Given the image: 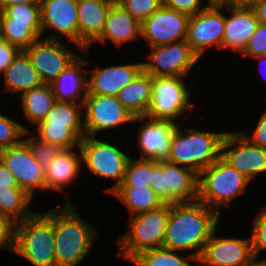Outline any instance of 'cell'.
Listing matches in <instances>:
<instances>
[{
  "mask_svg": "<svg viewBox=\"0 0 266 266\" xmlns=\"http://www.w3.org/2000/svg\"><path fill=\"white\" fill-rule=\"evenodd\" d=\"M219 213L199 200L170 205L162 247L174 251L195 250L198 260L205 243L217 229Z\"/></svg>",
  "mask_w": 266,
  "mask_h": 266,
  "instance_id": "obj_1",
  "label": "cell"
},
{
  "mask_svg": "<svg viewBox=\"0 0 266 266\" xmlns=\"http://www.w3.org/2000/svg\"><path fill=\"white\" fill-rule=\"evenodd\" d=\"M65 206L53 208V233L56 266H79L89 254L99 236L95 226L80 217L70 197H64Z\"/></svg>",
  "mask_w": 266,
  "mask_h": 266,
  "instance_id": "obj_2",
  "label": "cell"
},
{
  "mask_svg": "<svg viewBox=\"0 0 266 266\" xmlns=\"http://www.w3.org/2000/svg\"><path fill=\"white\" fill-rule=\"evenodd\" d=\"M11 251L33 266H56L53 209L14 223Z\"/></svg>",
  "mask_w": 266,
  "mask_h": 266,
  "instance_id": "obj_3",
  "label": "cell"
},
{
  "mask_svg": "<svg viewBox=\"0 0 266 266\" xmlns=\"http://www.w3.org/2000/svg\"><path fill=\"white\" fill-rule=\"evenodd\" d=\"M226 132H204L177 126L171 140L167 161L191 169L197 175L220 158L221 142Z\"/></svg>",
  "mask_w": 266,
  "mask_h": 266,
  "instance_id": "obj_4",
  "label": "cell"
},
{
  "mask_svg": "<svg viewBox=\"0 0 266 266\" xmlns=\"http://www.w3.org/2000/svg\"><path fill=\"white\" fill-rule=\"evenodd\" d=\"M170 214V204L131 216L128 231L118 240L119 255L130 262L139 253L162 247Z\"/></svg>",
  "mask_w": 266,
  "mask_h": 266,
  "instance_id": "obj_5",
  "label": "cell"
},
{
  "mask_svg": "<svg viewBox=\"0 0 266 266\" xmlns=\"http://www.w3.org/2000/svg\"><path fill=\"white\" fill-rule=\"evenodd\" d=\"M249 182L220 157L198 175V200L220 214V206L228 207L237 195L246 191Z\"/></svg>",
  "mask_w": 266,
  "mask_h": 266,
  "instance_id": "obj_6",
  "label": "cell"
},
{
  "mask_svg": "<svg viewBox=\"0 0 266 266\" xmlns=\"http://www.w3.org/2000/svg\"><path fill=\"white\" fill-rule=\"evenodd\" d=\"M81 109L80 103L56 101L43 121L36 125L38 136L61 149H78L85 136Z\"/></svg>",
  "mask_w": 266,
  "mask_h": 266,
  "instance_id": "obj_7",
  "label": "cell"
},
{
  "mask_svg": "<svg viewBox=\"0 0 266 266\" xmlns=\"http://www.w3.org/2000/svg\"><path fill=\"white\" fill-rule=\"evenodd\" d=\"M150 187L163 204L198 200V175L167 160H153Z\"/></svg>",
  "mask_w": 266,
  "mask_h": 266,
  "instance_id": "obj_8",
  "label": "cell"
},
{
  "mask_svg": "<svg viewBox=\"0 0 266 266\" xmlns=\"http://www.w3.org/2000/svg\"><path fill=\"white\" fill-rule=\"evenodd\" d=\"M190 90L182 77H152V95L146 117L155 120L172 121L180 119L185 111L194 108L190 103Z\"/></svg>",
  "mask_w": 266,
  "mask_h": 266,
  "instance_id": "obj_9",
  "label": "cell"
},
{
  "mask_svg": "<svg viewBox=\"0 0 266 266\" xmlns=\"http://www.w3.org/2000/svg\"><path fill=\"white\" fill-rule=\"evenodd\" d=\"M82 161L90 173L112 180H117L113 187L106 189L112 193L124 179L126 167L131 157L109 142L99 141L95 137L84 136L79 145Z\"/></svg>",
  "mask_w": 266,
  "mask_h": 266,
  "instance_id": "obj_10",
  "label": "cell"
},
{
  "mask_svg": "<svg viewBox=\"0 0 266 266\" xmlns=\"http://www.w3.org/2000/svg\"><path fill=\"white\" fill-rule=\"evenodd\" d=\"M223 8L221 0H209L203 11L188 18L186 42L199 58L212 45L222 48L225 27Z\"/></svg>",
  "mask_w": 266,
  "mask_h": 266,
  "instance_id": "obj_11",
  "label": "cell"
},
{
  "mask_svg": "<svg viewBox=\"0 0 266 266\" xmlns=\"http://www.w3.org/2000/svg\"><path fill=\"white\" fill-rule=\"evenodd\" d=\"M83 109L85 136L89 137H96L98 132L133 123L134 119L116 96L87 94Z\"/></svg>",
  "mask_w": 266,
  "mask_h": 266,
  "instance_id": "obj_12",
  "label": "cell"
},
{
  "mask_svg": "<svg viewBox=\"0 0 266 266\" xmlns=\"http://www.w3.org/2000/svg\"><path fill=\"white\" fill-rule=\"evenodd\" d=\"M148 62L143 63V71L154 76H186L200 59L186 40L150 47Z\"/></svg>",
  "mask_w": 266,
  "mask_h": 266,
  "instance_id": "obj_13",
  "label": "cell"
},
{
  "mask_svg": "<svg viewBox=\"0 0 266 266\" xmlns=\"http://www.w3.org/2000/svg\"><path fill=\"white\" fill-rule=\"evenodd\" d=\"M220 157L249 181L266 172V149L251 143L241 132L225 133Z\"/></svg>",
  "mask_w": 266,
  "mask_h": 266,
  "instance_id": "obj_14",
  "label": "cell"
},
{
  "mask_svg": "<svg viewBox=\"0 0 266 266\" xmlns=\"http://www.w3.org/2000/svg\"><path fill=\"white\" fill-rule=\"evenodd\" d=\"M0 159L14 174L19 187L34 198L35 189L46 190L44 168L37 162L24 140L0 151Z\"/></svg>",
  "mask_w": 266,
  "mask_h": 266,
  "instance_id": "obj_15",
  "label": "cell"
},
{
  "mask_svg": "<svg viewBox=\"0 0 266 266\" xmlns=\"http://www.w3.org/2000/svg\"><path fill=\"white\" fill-rule=\"evenodd\" d=\"M24 52L45 84H51L79 55L60 40H36Z\"/></svg>",
  "mask_w": 266,
  "mask_h": 266,
  "instance_id": "obj_16",
  "label": "cell"
},
{
  "mask_svg": "<svg viewBox=\"0 0 266 266\" xmlns=\"http://www.w3.org/2000/svg\"><path fill=\"white\" fill-rule=\"evenodd\" d=\"M189 16L161 6L140 24L141 36L150 47L186 40Z\"/></svg>",
  "mask_w": 266,
  "mask_h": 266,
  "instance_id": "obj_17",
  "label": "cell"
},
{
  "mask_svg": "<svg viewBox=\"0 0 266 266\" xmlns=\"http://www.w3.org/2000/svg\"><path fill=\"white\" fill-rule=\"evenodd\" d=\"M253 259L251 238H217L215 229L203 247L197 266H245Z\"/></svg>",
  "mask_w": 266,
  "mask_h": 266,
  "instance_id": "obj_18",
  "label": "cell"
},
{
  "mask_svg": "<svg viewBox=\"0 0 266 266\" xmlns=\"http://www.w3.org/2000/svg\"><path fill=\"white\" fill-rule=\"evenodd\" d=\"M40 16L42 37L44 30L50 28L55 33L46 39L59 40L57 34H61L79 48L77 0H41Z\"/></svg>",
  "mask_w": 266,
  "mask_h": 266,
  "instance_id": "obj_19",
  "label": "cell"
},
{
  "mask_svg": "<svg viewBox=\"0 0 266 266\" xmlns=\"http://www.w3.org/2000/svg\"><path fill=\"white\" fill-rule=\"evenodd\" d=\"M148 119V120H147ZM147 120L138 133V149L142 160H167L170 155L171 140L177 128V123L165 120H155L146 116L134 117L133 123Z\"/></svg>",
  "mask_w": 266,
  "mask_h": 266,
  "instance_id": "obj_20",
  "label": "cell"
},
{
  "mask_svg": "<svg viewBox=\"0 0 266 266\" xmlns=\"http://www.w3.org/2000/svg\"><path fill=\"white\" fill-rule=\"evenodd\" d=\"M143 71V62L113 65L90 70L88 94L117 96L120 90L131 83Z\"/></svg>",
  "mask_w": 266,
  "mask_h": 266,
  "instance_id": "obj_21",
  "label": "cell"
},
{
  "mask_svg": "<svg viewBox=\"0 0 266 266\" xmlns=\"http://www.w3.org/2000/svg\"><path fill=\"white\" fill-rule=\"evenodd\" d=\"M115 0H77L79 49L87 53L91 43L102 33L109 8Z\"/></svg>",
  "mask_w": 266,
  "mask_h": 266,
  "instance_id": "obj_22",
  "label": "cell"
},
{
  "mask_svg": "<svg viewBox=\"0 0 266 266\" xmlns=\"http://www.w3.org/2000/svg\"><path fill=\"white\" fill-rule=\"evenodd\" d=\"M224 8L231 15L225 16L222 48H231L232 51L242 53L259 21L251 8L233 7L227 4H224Z\"/></svg>",
  "mask_w": 266,
  "mask_h": 266,
  "instance_id": "obj_23",
  "label": "cell"
},
{
  "mask_svg": "<svg viewBox=\"0 0 266 266\" xmlns=\"http://www.w3.org/2000/svg\"><path fill=\"white\" fill-rule=\"evenodd\" d=\"M89 64V61L78 56L50 84L57 101L80 103L83 105L88 94V78L86 76L88 73L83 67L88 66ZM81 69H83L82 72ZM78 99H80L79 102Z\"/></svg>",
  "mask_w": 266,
  "mask_h": 266,
  "instance_id": "obj_24",
  "label": "cell"
},
{
  "mask_svg": "<svg viewBox=\"0 0 266 266\" xmlns=\"http://www.w3.org/2000/svg\"><path fill=\"white\" fill-rule=\"evenodd\" d=\"M141 36L140 23L129 12L114 1L109 8L102 33L93 41L106 44L108 39L117 47L135 41Z\"/></svg>",
  "mask_w": 266,
  "mask_h": 266,
  "instance_id": "obj_25",
  "label": "cell"
},
{
  "mask_svg": "<svg viewBox=\"0 0 266 266\" xmlns=\"http://www.w3.org/2000/svg\"><path fill=\"white\" fill-rule=\"evenodd\" d=\"M78 152L76 153L74 148L61 149L50 161L44 169L47 190L61 191L67 184H71L77 178L82 165L80 148H78Z\"/></svg>",
  "mask_w": 266,
  "mask_h": 266,
  "instance_id": "obj_26",
  "label": "cell"
},
{
  "mask_svg": "<svg viewBox=\"0 0 266 266\" xmlns=\"http://www.w3.org/2000/svg\"><path fill=\"white\" fill-rule=\"evenodd\" d=\"M4 89L24 93L43 84L28 55L20 51L3 73Z\"/></svg>",
  "mask_w": 266,
  "mask_h": 266,
  "instance_id": "obj_27",
  "label": "cell"
},
{
  "mask_svg": "<svg viewBox=\"0 0 266 266\" xmlns=\"http://www.w3.org/2000/svg\"><path fill=\"white\" fill-rule=\"evenodd\" d=\"M152 95V76L142 71L131 83L123 87L117 99L134 116H145Z\"/></svg>",
  "mask_w": 266,
  "mask_h": 266,
  "instance_id": "obj_28",
  "label": "cell"
},
{
  "mask_svg": "<svg viewBox=\"0 0 266 266\" xmlns=\"http://www.w3.org/2000/svg\"><path fill=\"white\" fill-rule=\"evenodd\" d=\"M42 36L41 23L12 22L0 11V37L20 51L26 50Z\"/></svg>",
  "mask_w": 266,
  "mask_h": 266,
  "instance_id": "obj_29",
  "label": "cell"
},
{
  "mask_svg": "<svg viewBox=\"0 0 266 266\" xmlns=\"http://www.w3.org/2000/svg\"><path fill=\"white\" fill-rule=\"evenodd\" d=\"M20 97L24 117L35 125L43 121L57 101L51 85L45 83L25 91Z\"/></svg>",
  "mask_w": 266,
  "mask_h": 266,
  "instance_id": "obj_30",
  "label": "cell"
},
{
  "mask_svg": "<svg viewBox=\"0 0 266 266\" xmlns=\"http://www.w3.org/2000/svg\"><path fill=\"white\" fill-rule=\"evenodd\" d=\"M111 194L123 202L132 216L163 205L150 186H119Z\"/></svg>",
  "mask_w": 266,
  "mask_h": 266,
  "instance_id": "obj_31",
  "label": "cell"
},
{
  "mask_svg": "<svg viewBox=\"0 0 266 266\" xmlns=\"http://www.w3.org/2000/svg\"><path fill=\"white\" fill-rule=\"evenodd\" d=\"M33 198L21 188L0 187V212L14 223L31 216L28 208Z\"/></svg>",
  "mask_w": 266,
  "mask_h": 266,
  "instance_id": "obj_32",
  "label": "cell"
},
{
  "mask_svg": "<svg viewBox=\"0 0 266 266\" xmlns=\"http://www.w3.org/2000/svg\"><path fill=\"white\" fill-rule=\"evenodd\" d=\"M190 260L197 261L192 254L183 257L174 250L159 247L139 253L130 262L138 266H192Z\"/></svg>",
  "mask_w": 266,
  "mask_h": 266,
  "instance_id": "obj_33",
  "label": "cell"
},
{
  "mask_svg": "<svg viewBox=\"0 0 266 266\" xmlns=\"http://www.w3.org/2000/svg\"><path fill=\"white\" fill-rule=\"evenodd\" d=\"M153 160L130 158L123 182L120 186H150L152 182Z\"/></svg>",
  "mask_w": 266,
  "mask_h": 266,
  "instance_id": "obj_34",
  "label": "cell"
},
{
  "mask_svg": "<svg viewBox=\"0 0 266 266\" xmlns=\"http://www.w3.org/2000/svg\"><path fill=\"white\" fill-rule=\"evenodd\" d=\"M30 131L21 123L0 114V151L17 145L22 141L18 138L32 134Z\"/></svg>",
  "mask_w": 266,
  "mask_h": 266,
  "instance_id": "obj_35",
  "label": "cell"
},
{
  "mask_svg": "<svg viewBox=\"0 0 266 266\" xmlns=\"http://www.w3.org/2000/svg\"><path fill=\"white\" fill-rule=\"evenodd\" d=\"M28 147L30 148L32 154L34 155L37 162L44 168L48 166L50 161L58 154L61 150L60 147L47 142L46 140L40 138L39 136H30L23 139Z\"/></svg>",
  "mask_w": 266,
  "mask_h": 266,
  "instance_id": "obj_36",
  "label": "cell"
},
{
  "mask_svg": "<svg viewBox=\"0 0 266 266\" xmlns=\"http://www.w3.org/2000/svg\"><path fill=\"white\" fill-rule=\"evenodd\" d=\"M140 24L162 6V0H115Z\"/></svg>",
  "mask_w": 266,
  "mask_h": 266,
  "instance_id": "obj_37",
  "label": "cell"
},
{
  "mask_svg": "<svg viewBox=\"0 0 266 266\" xmlns=\"http://www.w3.org/2000/svg\"><path fill=\"white\" fill-rule=\"evenodd\" d=\"M2 12L12 19V22L41 23L40 4H13L6 6Z\"/></svg>",
  "mask_w": 266,
  "mask_h": 266,
  "instance_id": "obj_38",
  "label": "cell"
},
{
  "mask_svg": "<svg viewBox=\"0 0 266 266\" xmlns=\"http://www.w3.org/2000/svg\"><path fill=\"white\" fill-rule=\"evenodd\" d=\"M253 222L251 238L252 254L254 258L260 251L266 249V207L258 212Z\"/></svg>",
  "mask_w": 266,
  "mask_h": 266,
  "instance_id": "obj_39",
  "label": "cell"
},
{
  "mask_svg": "<svg viewBox=\"0 0 266 266\" xmlns=\"http://www.w3.org/2000/svg\"><path fill=\"white\" fill-rule=\"evenodd\" d=\"M241 54L253 58L266 55V24L259 22Z\"/></svg>",
  "mask_w": 266,
  "mask_h": 266,
  "instance_id": "obj_40",
  "label": "cell"
},
{
  "mask_svg": "<svg viewBox=\"0 0 266 266\" xmlns=\"http://www.w3.org/2000/svg\"><path fill=\"white\" fill-rule=\"evenodd\" d=\"M201 2L202 0H162V6L193 16L206 8L200 7Z\"/></svg>",
  "mask_w": 266,
  "mask_h": 266,
  "instance_id": "obj_41",
  "label": "cell"
},
{
  "mask_svg": "<svg viewBox=\"0 0 266 266\" xmlns=\"http://www.w3.org/2000/svg\"><path fill=\"white\" fill-rule=\"evenodd\" d=\"M14 222L0 212V250H12Z\"/></svg>",
  "mask_w": 266,
  "mask_h": 266,
  "instance_id": "obj_42",
  "label": "cell"
},
{
  "mask_svg": "<svg viewBox=\"0 0 266 266\" xmlns=\"http://www.w3.org/2000/svg\"><path fill=\"white\" fill-rule=\"evenodd\" d=\"M20 50L0 37V75L5 72Z\"/></svg>",
  "mask_w": 266,
  "mask_h": 266,
  "instance_id": "obj_43",
  "label": "cell"
},
{
  "mask_svg": "<svg viewBox=\"0 0 266 266\" xmlns=\"http://www.w3.org/2000/svg\"><path fill=\"white\" fill-rule=\"evenodd\" d=\"M252 136L248 137L245 132L242 134L247 138L251 143L259 145L262 148L266 149V110L260 116L256 127L254 128Z\"/></svg>",
  "mask_w": 266,
  "mask_h": 266,
  "instance_id": "obj_44",
  "label": "cell"
},
{
  "mask_svg": "<svg viewBox=\"0 0 266 266\" xmlns=\"http://www.w3.org/2000/svg\"><path fill=\"white\" fill-rule=\"evenodd\" d=\"M0 187L20 188L19 184L5 164L0 159Z\"/></svg>",
  "mask_w": 266,
  "mask_h": 266,
  "instance_id": "obj_45",
  "label": "cell"
},
{
  "mask_svg": "<svg viewBox=\"0 0 266 266\" xmlns=\"http://www.w3.org/2000/svg\"><path fill=\"white\" fill-rule=\"evenodd\" d=\"M251 9L258 21L266 24V0H262L261 2L254 4Z\"/></svg>",
  "mask_w": 266,
  "mask_h": 266,
  "instance_id": "obj_46",
  "label": "cell"
},
{
  "mask_svg": "<svg viewBox=\"0 0 266 266\" xmlns=\"http://www.w3.org/2000/svg\"><path fill=\"white\" fill-rule=\"evenodd\" d=\"M224 4L233 7H246L251 8L254 4L261 2L262 0H221Z\"/></svg>",
  "mask_w": 266,
  "mask_h": 266,
  "instance_id": "obj_47",
  "label": "cell"
},
{
  "mask_svg": "<svg viewBox=\"0 0 266 266\" xmlns=\"http://www.w3.org/2000/svg\"><path fill=\"white\" fill-rule=\"evenodd\" d=\"M41 0H0V11H2L6 6L13 4H40Z\"/></svg>",
  "mask_w": 266,
  "mask_h": 266,
  "instance_id": "obj_48",
  "label": "cell"
},
{
  "mask_svg": "<svg viewBox=\"0 0 266 266\" xmlns=\"http://www.w3.org/2000/svg\"><path fill=\"white\" fill-rule=\"evenodd\" d=\"M245 266H266V259L257 260L254 258L249 264Z\"/></svg>",
  "mask_w": 266,
  "mask_h": 266,
  "instance_id": "obj_49",
  "label": "cell"
},
{
  "mask_svg": "<svg viewBox=\"0 0 266 266\" xmlns=\"http://www.w3.org/2000/svg\"><path fill=\"white\" fill-rule=\"evenodd\" d=\"M254 58H258L259 62H263L265 60L266 62V55H263V56H257V57H254ZM262 72V71H261Z\"/></svg>",
  "mask_w": 266,
  "mask_h": 266,
  "instance_id": "obj_50",
  "label": "cell"
}]
</instances>
